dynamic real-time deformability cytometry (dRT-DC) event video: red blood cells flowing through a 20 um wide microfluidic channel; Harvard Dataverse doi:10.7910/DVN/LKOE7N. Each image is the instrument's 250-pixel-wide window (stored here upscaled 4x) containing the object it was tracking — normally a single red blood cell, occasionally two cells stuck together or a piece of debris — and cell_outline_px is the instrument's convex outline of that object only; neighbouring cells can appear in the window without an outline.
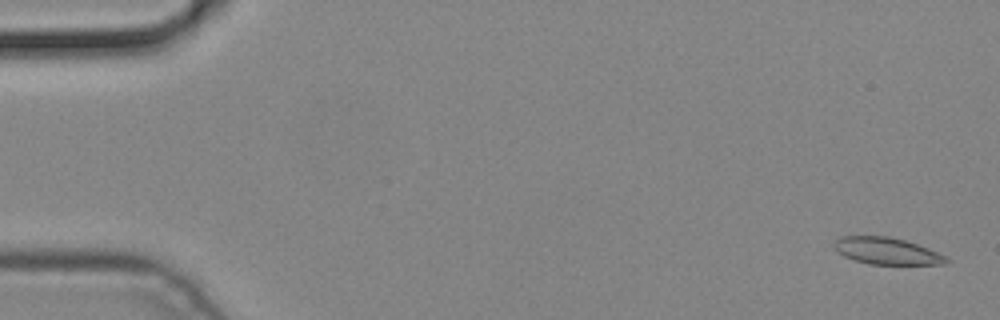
{"species": "common noctule bat (a hibernating species)", "species_latin": "Nyctalus noctula", "temperature_condition": "cold", "stored_images_in_passage": 6, "camera_frame_rate_fps": 3000, "um_per_image_px": 0.085, "animal": {"sex": "male", "body_mass_g": 19.2, "forearm_length_mm": 51.8}, "frame": {"image": 1, "passage_image": 1, "time_ms": 0.0, "image_size_px": [1000, 320], "cell_outline_px": [[952, 260], [944, 264], [868, 264], [844, 256], [836, 252], [832, 244], [840, 236], [888, 236], [904, 240], [928, 248]], "centroid_in_image_um": [75.33, 21.33], "position_along_channel_um": 9.7, "area_um2": 17.46}}
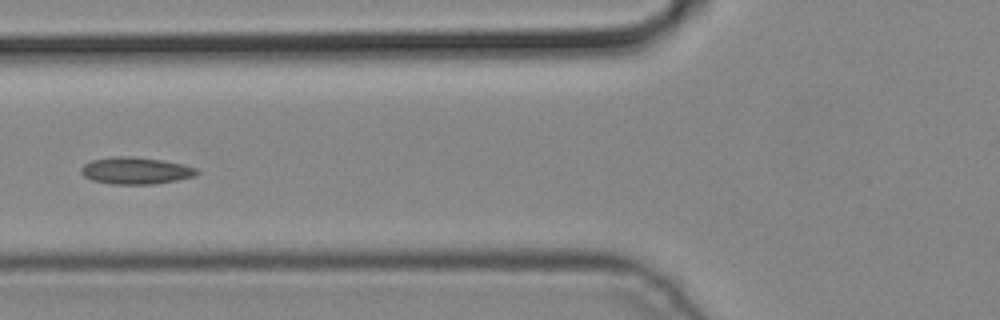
{"frame": {"image": 2, "passage_image": 5, "time_ms": 1.333, "image_size_px": [1000, 320], "cell_outline_px": [[200, 172], [196, 176], [176, 180], [152, 184], [112, 184], [92, 180], [84, 176], [80, 172], [80, 168], [84, 164], [92, 160], [116, 156], [132, 156], [164, 160], [184, 164], [200, 168]], "centroid_in_image_um": [11.58, 14.5], "position_along_channel_um": 114.2, "area_um2": 18.38}}
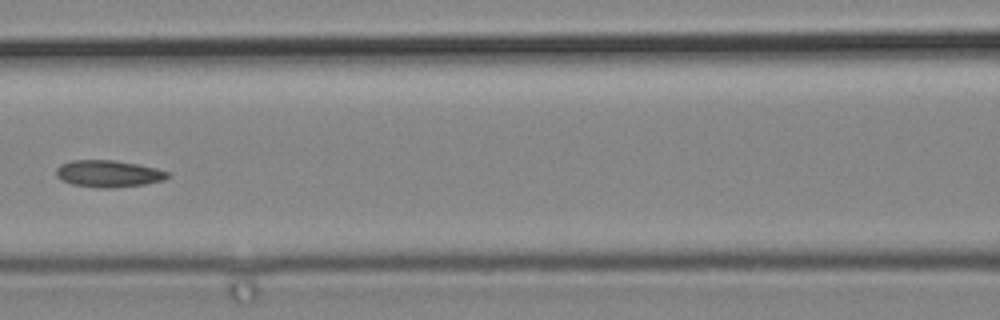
{"frame": {"image": 3, "passage_image": 6, "time_ms": 1.667, "image_size_px": [1000, 320], "cell_outline_px": [[172, 176], [164, 180], [144, 184], [112, 188], [96, 188], [72, 184], [60, 180], [56, 176], [56, 168], [60, 164], [72, 160], [116, 160], [156, 168], [172, 172]], "centroid_in_image_um": [9.23, 14.76], "position_along_channel_um": 157.4, "area_um2": 17.74}}